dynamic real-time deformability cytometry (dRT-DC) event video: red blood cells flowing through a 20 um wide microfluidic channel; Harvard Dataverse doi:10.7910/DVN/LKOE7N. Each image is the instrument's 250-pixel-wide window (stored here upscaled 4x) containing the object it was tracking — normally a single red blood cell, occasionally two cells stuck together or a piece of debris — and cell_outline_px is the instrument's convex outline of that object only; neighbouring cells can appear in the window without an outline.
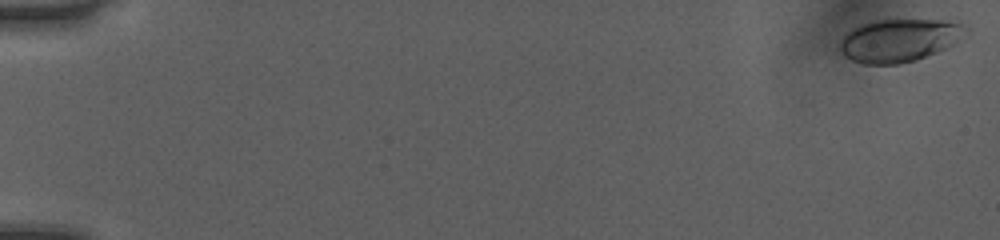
{"species": "human", "species_latin": "Homo sapiens", "temperature_condition": "room temperature", "stored_images_in_passage": 52, "camera_frame_rate_fps": 3000, "um_per_image_px": 0.085, "donor": {"sex": "female"}, "frame": {"image": 1, "passage_image": 1, "time_ms": 0.0, "image_size_px": [1000, 240], "cell_outline_px": [[960, 24], [952, 44], [936, 52], [916, 60], [900, 64], [864, 64], [852, 60], [844, 56], [840, 52], [840, 40], [852, 28], [860, 24], [872, 20], [940, 20]], "centroid_in_image_um": [76.22, 3.45], "position_along_channel_um": 8.8, "area_um2": 30.35}}
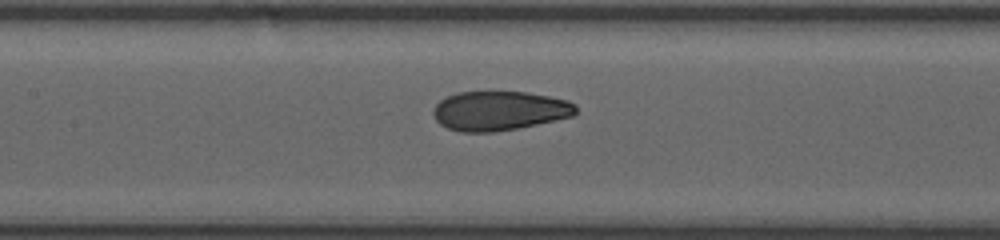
{"frame": {"image": 2, "passage_image": 26, "time_ms": 8.333, "image_size_px": [1000, 240], "cell_outline_px": [[576, 116], [516, 128], [492, 132], [460, 132], [448, 128], [440, 124], [436, 120], [432, 112], [432, 108], [440, 100], [456, 92], [524, 92], [548, 96], [568, 100], [576, 104]], "centroid_in_image_um": [42.44, 9.41], "position_along_channel_um": 165.0, "area_um2": 32.71}}
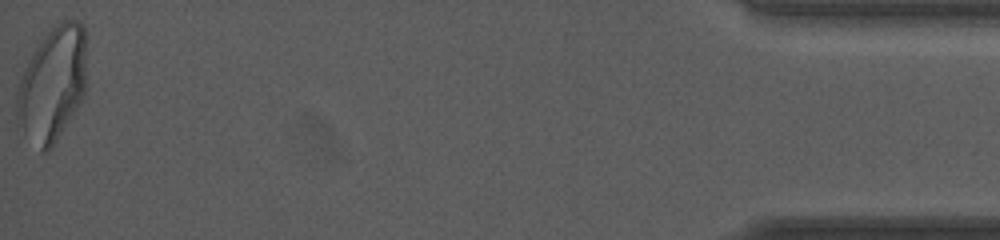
{"frame": {"image": 3, "passage_image": 52, "time_ms": 17.0, "image_size_px": [1000, 240], "cell_outline_px": [[84, 96], [52, 148], [48, 152], [40, 152], [16, 128], [16, 92], [20, 80], [28, 60], [36, 44], [56, 20], [80, 20], [84, 28]], "centroid_in_image_um": [4.39, 7.18], "position_along_channel_um": 430.8, "area_um2": 47.28}, "authors_computed_cell_mechanics": {"area_um2": 33.3217, "velocity_mm_per_s": 4.0648, "shape_relaxation_time_tau1_ms": 6.5822, "shape_relaxation_time_tau2_ms": 0.8976, "deformation_change_tau1": 0.2084, "deformation_change_tau2": 0.0554}}